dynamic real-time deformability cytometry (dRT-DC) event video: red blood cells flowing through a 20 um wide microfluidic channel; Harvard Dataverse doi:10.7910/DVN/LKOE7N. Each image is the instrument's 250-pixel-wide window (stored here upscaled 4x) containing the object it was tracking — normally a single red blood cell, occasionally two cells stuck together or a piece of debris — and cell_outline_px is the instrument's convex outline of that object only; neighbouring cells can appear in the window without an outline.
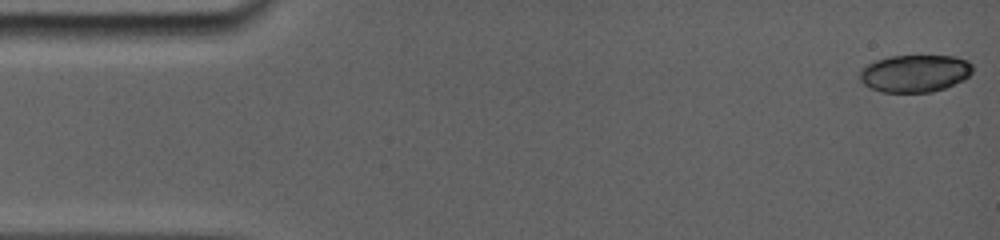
{"species": "common noctule bat (a hibernating species)", "species_latin": "Nyctalus noctula", "temperature_condition": "room temperature", "stored_images_in_passage": 22, "camera_frame_rate_fps": 5000, "um_per_image_px": 0.085, "animal": {"sex": "female", "body_mass_g": 19.0, "forearm_length_mm": 56.7}, "frame": {"image": 1, "passage_image": 1, "time_ms": 0.0, "image_size_px": [1000, 240], "cell_outline_px": [[972, 72], [964, 80], [944, 88], [932, 92], [880, 92], [868, 88], [860, 80], [860, 68], [876, 60], [888, 56], [952, 56], [968, 60], [972, 64]], "centroid_in_image_um": [77.74, 6.24], "position_along_channel_um": 7.3, "area_um2": 24.74}}
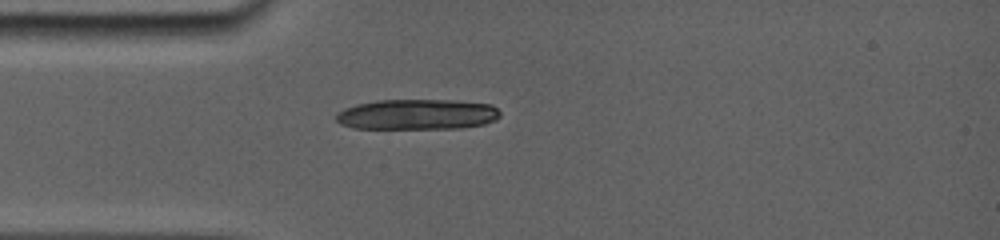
{"frame": {"image": 2, "passage_image": 22, "time_ms": 4.2, "image_size_px": [1000, 240], "cell_outline_px": [[500, 116], [496, 120], [484, 124], [452, 128], [356, 128], [344, 124], [336, 120], [336, 116], [344, 108], [356, 104], [376, 100], [452, 100], [492, 104], [500, 112]], "centroid_in_image_um": [35.49, 9.71], "position_along_channel_um": 49.5, "area_um2": 28.84}}